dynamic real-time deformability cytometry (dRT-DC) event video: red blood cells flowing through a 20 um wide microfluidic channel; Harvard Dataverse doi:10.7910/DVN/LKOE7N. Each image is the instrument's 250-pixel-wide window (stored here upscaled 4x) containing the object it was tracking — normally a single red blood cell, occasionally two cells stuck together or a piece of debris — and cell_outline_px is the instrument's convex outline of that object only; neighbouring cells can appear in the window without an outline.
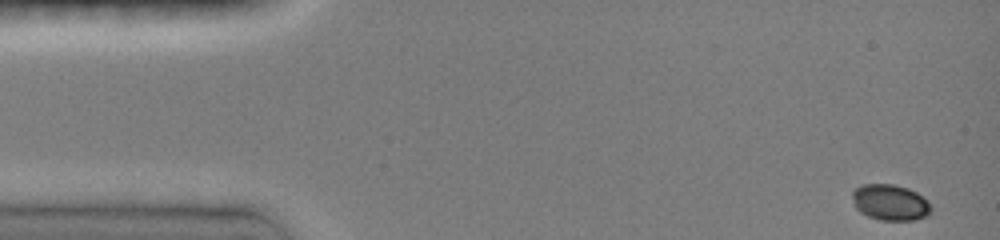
{"species": "common noctule bat (a hibernating species)", "species_latin": "Nyctalus noctula", "temperature_condition": "room temperature", "stored_images_in_passage": 75, "camera_frame_rate_fps": 3000, "um_per_image_px": 0.085, "animal": {"sex": "female", "body_mass_g": 19.0, "forearm_length_mm": 51.5}, "frame": {"image": 1, "passage_image": 1, "time_ms": 0.0, "image_size_px": [1000, 240], "cell_outline_px": [[932, 208], [928, 216], [916, 220], [880, 220], [868, 216], [860, 212], [856, 208], [852, 196], [852, 192], [856, 188], [864, 184], [892, 184], [908, 188], [916, 192], [928, 200]], "centroid_in_image_um": [75.7, 17.21], "position_along_channel_um": 9.3, "area_um2": 16.59}}
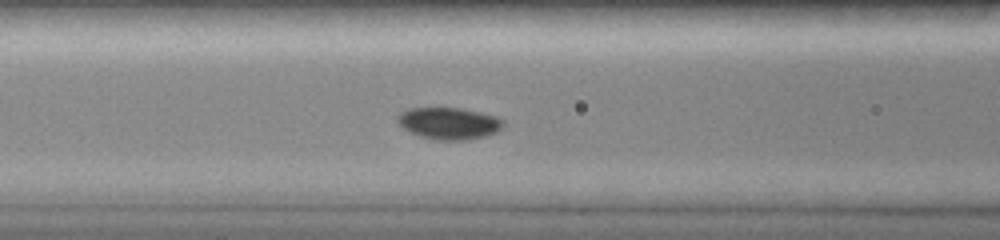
{"frame": {"image": 2, "passage_image": 45, "time_ms": 5.667, "image_size_px": [1000, 240], "cell_outline_px": [[504, 124], [496, 132], [484, 136], [468, 140], [436, 140], [420, 136], [404, 128], [396, 120], [396, 116], [400, 112], [408, 108], [460, 108], [480, 112], [496, 116], [504, 120]], "centroid_in_image_um": [38.15, 10.48], "position_along_channel_um": 128.4, "area_um2": 19.59}}
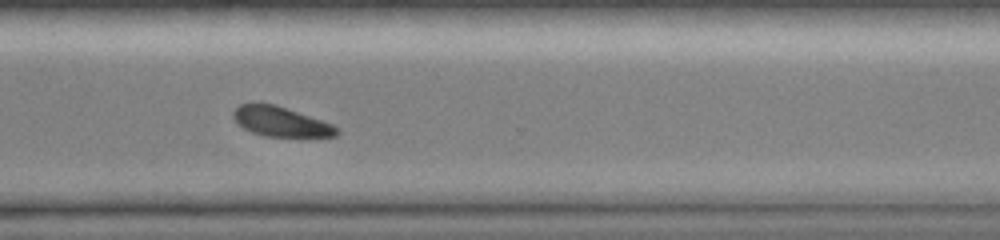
{"frame": {"image": 3, "passage_image": 74, "time_ms": 11.0, "image_size_px": [1000, 240], "cell_outline_px": [[340, 132], [336, 136], [264, 136], [252, 132], [244, 128], [232, 116], [232, 112], [240, 104], [252, 100], [256, 100], [276, 104], [332, 124], [340, 128]], "centroid_in_image_um": [23.82, 10.29], "position_along_channel_um": 346.8, "area_um2": 18.21}}